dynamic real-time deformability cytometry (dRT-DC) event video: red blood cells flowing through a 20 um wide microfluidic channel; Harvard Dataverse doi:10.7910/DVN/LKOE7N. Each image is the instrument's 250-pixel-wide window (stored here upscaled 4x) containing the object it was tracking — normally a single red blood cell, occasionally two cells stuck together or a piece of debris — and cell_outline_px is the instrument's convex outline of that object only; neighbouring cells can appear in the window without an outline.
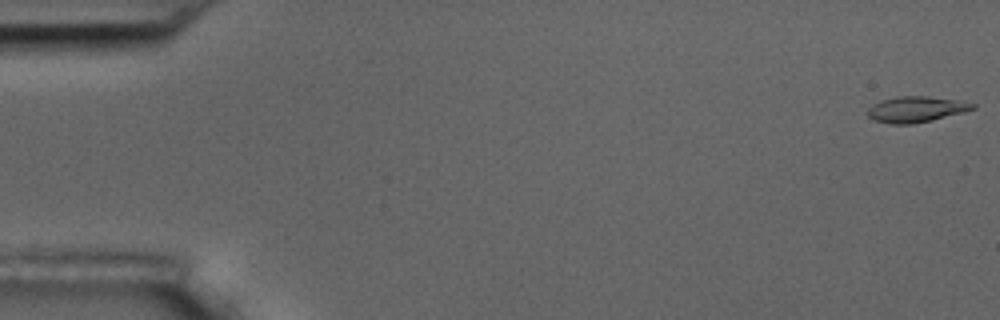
{"species": "common noctule bat (a hibernating species)", "species_latin": "Nyctalus noctula", "temperature_condition": "room temperature", "stored_images_in_passage": 56, "camera_frame_rate_fps": 3000, "um_per_image_px": 0.085, "animal": {"sex": "male", "body_mass_g": 17.5, "forearm_length_mm": 52.3}, "frame": {"image": 1, "passage_image": 1, "time_ms": 0.0, "image_size_px": [1000, 320], "cell_outline_px": [[976, 108], [964, 112], [932, 120], [912, 124], [892, 124], [872, 120], [868, 116], [868, 108], [872, 104], [880, 100], [896, 96], [928, 96], [956, 100], [976, 104]], "centroid_in_image_um": [77.83, 9.29], "position_along_channel_um": 7.2, "area_um2": 15.9}}
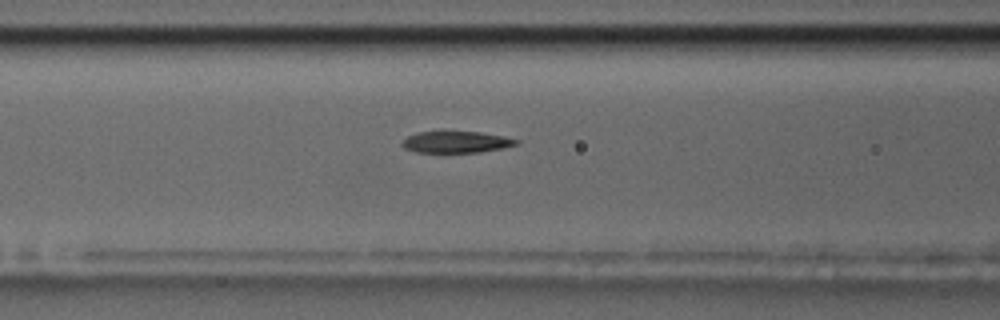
{"frame": {"image": 2, "passage_image": 23, "time_ms": 7.333, "image_size_px": [1000, 320], "cell_outline_px": [[520, 144], [480, 152], [416, 152], [404, 148], [400, 144], [408, 136], [420, 132], [444, 128], [480, 132], [504, 136], [520, 140]], "centroid_in_image_um": [38.76, 12.02], "position_along_channel_um": 127.8, "area_um2": 15.03}}
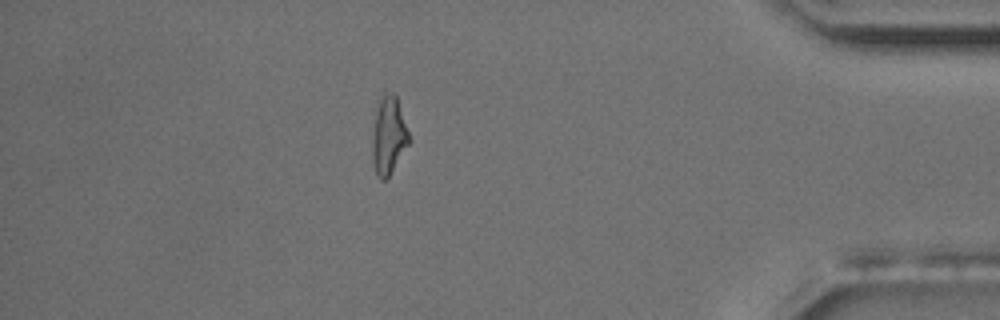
{"frame": {"image": 3, "passage_image": 49, "time_ms": 16.0, "image_size_px": [1000, 320], "cell_outline_px": [[408, 144], [388, 176], [384, 180], [380, 180], [376, 172], [372, 160], [372, 128], [376, 108], [380, 96], [388, 92], [392, 92], [396, 96], [408, 132]], "centroid_in_image_um": [32.98, 11.48], "position_along_channel_um": 402.2, "area_um2": 16.3}, "authors_computed_cell_mechanics": {"area_um2": 15.8661, "velocity_mm_per_s": 3.64, "shape_relaxation_time_tau1_ms": 3.5104, "shape_relaxation_time_tau2_ms": 2.9658, "deformation_change_tau1": 0.1694, "deformation_change_tau2": 0.1248}}